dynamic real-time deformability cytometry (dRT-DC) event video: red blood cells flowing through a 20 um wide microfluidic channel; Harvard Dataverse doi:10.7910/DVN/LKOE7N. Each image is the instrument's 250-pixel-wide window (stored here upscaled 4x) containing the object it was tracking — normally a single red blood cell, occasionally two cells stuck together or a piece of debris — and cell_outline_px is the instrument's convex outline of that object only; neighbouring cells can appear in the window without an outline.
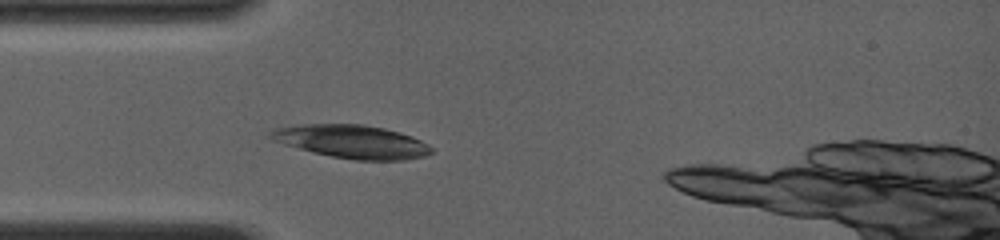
{"species": "common noctule bat (a hibernating species)", "species_latin": "Nyctalus noctula", "temperature_condition": "room temperature", "stored_images_in_passage": 23, "camera_frame_rate_fps": 4000, "um_per_image_px": 0.085, "animal": {"sex": "female", "body_mass_g": 19.0, "forearm_length_mm": 56.7}, "frame": {"image": 1, "passage_image": 11, "time_ms": 1.5, "image_size_px": [1000, 240], "cell_outline_px": [[432, 152], [424, 156], [404, 160], [356, 160], [332, 156], [312, 152], [284, 144], [272, 140], [268, 136], [268, 132], [276, 128], [292, 124], [364, 124], [384, 128], [400, 132], [412, 136], [428, 144], [432, 148]], "centroid_in_image_um": [29.89, 12.02], "position_along_channel_um": 55.1, "area_um2": 31.27}}